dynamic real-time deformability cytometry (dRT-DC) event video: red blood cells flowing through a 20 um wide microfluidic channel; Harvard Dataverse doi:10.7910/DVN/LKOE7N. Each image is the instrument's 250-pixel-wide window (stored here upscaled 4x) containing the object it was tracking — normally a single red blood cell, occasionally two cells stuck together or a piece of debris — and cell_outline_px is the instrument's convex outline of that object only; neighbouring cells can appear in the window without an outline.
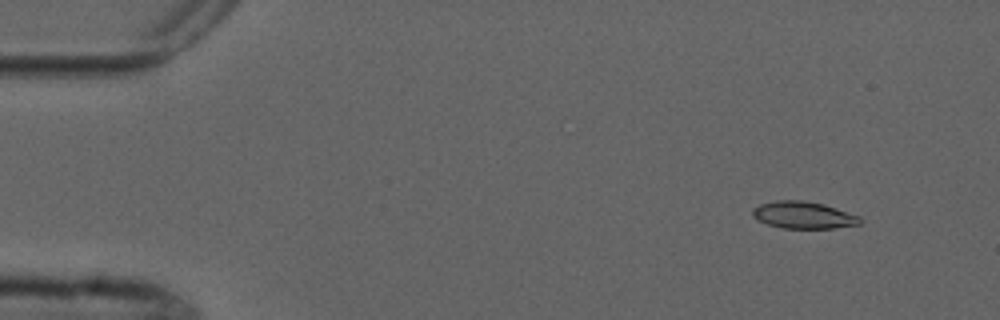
{"species": "common noctule bat (a hibernating species)", "species_latin": "Nyctalus noctula", "temperature_condition": "cold", "stored_images_in_passage": 4, "camera_frame_rate_fps": 3000, "um_per_image_px": 0.085, "animal": {"sex": "male", "forearm_length_mm": 52.5}, "frame": {"image": 1, "passage_image": 1, "time_ms": 0.0, "image_size_px": [1000, 320], "cell_outline_px": [[864, 220], [860, 224], [832, 228], [784, 228], [768, 224], [756, 220], [752, 216], [752, 208], [760, 204], [776, 200], [800, 200], [824, 204], [860, 216]], "centroid_in_image_um": [68.28, 18.28], "position_along_channel_um": 16.7, "area_um2": 16.99}}
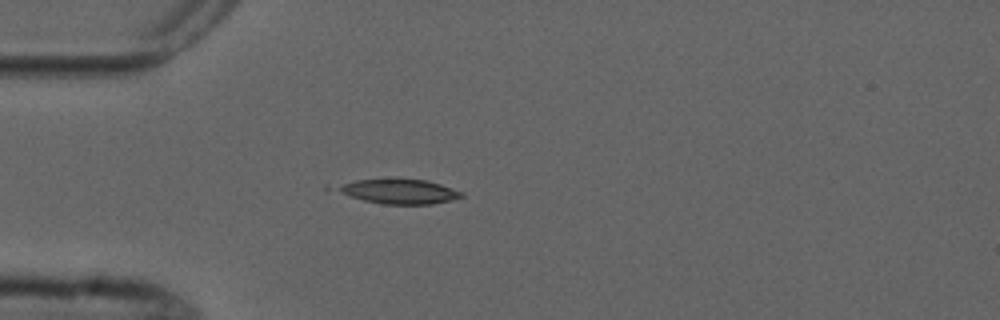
{"frame": {"image": 2, "passage_image": 3, "time_ms": 3.333, "image_size_px": [1000, 320], "cell_outline_px": [[464, 196], [452, 200], [432, 204], [384, 204], [364, 200], [352, 196], [336, 188], [344, 184], [356, 180], [392, 176], [396, 176], [424, 180], [440, 184], [464, 192]], "centroid_in_image_um": [34.02, 16.23], "position_along_channel_um": 51.0, "area_um2": 18.09}}